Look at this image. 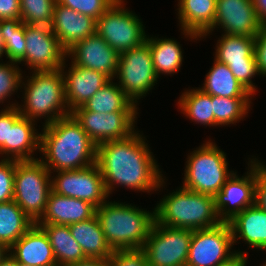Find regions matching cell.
<instances>
[{
    "instance_id": "ac0fdd59",
    "label": "cell",
    "mask_w": 266,
    "mask_h": 266,
    "mask_svg": "<svg viewBox=\"0 0 266 266\" xmlns=\"http://www.w3.org/2000/svg\"><path fill=\"white\" fill-rule=\"evenodd\" d=\"M66 57L72 64L101 72L109 79L117 74L119 54L97 33L69 48Z\"/></svg>"
},
{
    "instance_id": "7a4b0ae2",
    "label": "cell",
    "mask_w": 266,
    "mask_h": 266,
    "mask_svg": "<svg viewBox=\"0 0 266 266\" xmlns=\"http://www.w3.org/2000/svg\"><path fill=\"white\" fill-rule=\"evenodd\" d=\"M97 145L70 114L43 125L39 159L51 172L78 170L96 163ZM53 170V172H52Z\"/></svg>"
},
{
    "instance_id": "836d02e7",
    "label": "cell",
    "mask_w": 266,
    "mask_h": 266,
    "mask_svg": "<svg viewBox=\"0 0 266 266\" xmlns=\"http://www.w3.org/2000/svg\"><path fill=\"white\" fill-rule=\"evenodd\" d=\"M1 30L5 42L6 59L18 63L26 51L25 23L21 19H2Z\"/></svg>"
},
{
    "instance_id": "f35d334b",
    "label": "cell",
    "mask_w": 266,
    "mask_h": 266,
    "mask_svg": "<svg viewBox=\"0 0 266 266\" xmlns=\"http://www.w3.org/2000/svg\"><path fill=\"white\" fill-rule=\"evenodd\" d=\"M16 105V103L8 104V106L5 107V109L3 108L0 112V155L5 154V159H8L9 126H13L22 116Z\"/></svg>"
},
{
    "instance_id": "ffe728a7",
    "label": "cell",
    "mask_w": 266,
    "mask_h": 266,
    "mask_svg": "<svg viewBox=\"0 0 266 266\" xmlns=\"http://www.w3.org/2000/svg\"><path fill=\"white\" fill-rule=\"evenodd\" d=\"M65 61L61 68L64 77L65 100L70 110L84 105L110 79L101 72L71 64L64 72Z\"/></svg>"
},
{
    "instance_id": "60d3db41",
    "label": "cell",
    "mask_w": 266,
    "mask_h": 266,
    "mask_svg": "<svg viewBox=\"0 0 266 266\" xmlns=\"http://www.w3.org/2000/svg\"><path fill=\"white\" fill-rule=\"evenodd\" d=\"M254 54L259 74L266 77V24L254 37Z\"/></svg>"
},
{
    "instance_id": "52a82bcc",
    "label": "cell",
    "mask_w": 266,
    "mask_h": 266,
    "mask_svg": "<svg viewBox=\"0 0 266 266\" xmlns=\"http://www.w3.org/2000/svg\"><path fill=\"white\" fill-rule=\"evenodd\" d=\"M51 172L38 159L16 160L13 200L37 223L43 216L51 187Z\"/></svg>"
},
{
    "instance_id": "8992f818",
    "label": "cell",
    "mask_w": 266,
    "mask_h": 266,
    "mask_svg": "<svg viewBox=\"0 0 266 266\" xmlns=\"http://www.w3.org/2000/svg\"><path fill=\"white\" fill-rule=\"evenodd\" d=\"M210 141H206L188 155L182 187L214 196L234 171L228 170L224 151Z\"/></svg>"
},
{
    "instance_id": "2e32d148",
    "label": "cell",
    "mask_w": 266,
    "mask_h": 266,
    "mask_svg": "<svg viewBox=\"0 0 266 266\" xmlns=\"http://www.w3.org/2000/svg\"><path fill=\"white\" fill-rule=\"evenodd\" d=\"M138 112L97 113L82 106L71 111V115L82 126L96 144L129 137L135 131Z\"/></svg>"
},
{
    "instance_id": "d6a6232c",
    "label": "cell",
    "mask_w": 266,
    "mask_h": 266,
    "mask_svg": "<svg viewBox=\"0 0 266 266\" xmlns=\"http://www.w3.org/2000/svg\"><path fill=\"white\" fill-rule=\"evenodd\" d=\"M251 99L211 96L214 126H228L243 120L250 109Z\"/></svg>"
},
{
    "instance_id": "f546056e",
    "label": "cell",
    "mask_w": 266,
    "mask_h": 266,
    "mask_svg": "<svg viewBox=\"0 0 266 266\" xmlns=\"http://www.w3.org/2000/svg\"><path fill=\"white\" fill-rule=\"evenodd\" d=\"M146 42L149 44L154 70L158 77L160 74L172 75L180 70L183 52L176 40L147 36Z\"/></svg>"
},
{
    "instance_id": "ee69618b",
    "label": "cell",
    "mask_w": 266,
    "mask_h": 266,
    "mask_svg": "<svg viewBox=\"0 0 266 266\" xmlns=\"http://www.w3.org/2000/svg\"><path fill=\"white\" fill-rule=\"evenodd\" d=\"M69 266H110L108 258H87Z\"/></svg>"
},
{
    "instance_id": "7402d4cb",
    "label": "cell",
    "mask_w": 266,
    "mask_h": 266,
    "mask_svg": "<svg viewBox=\"0 0 266 266\" xmlns=\"http://www.w3.org/2000/svg\"><path fill=\"white\" fill-rule=\"evenodd\" d=\"M95 210L92 204L82 199L62 196L51 190L45 212L36 224L70 225L92 218Z\"/></svg>"
},
{
    "instance_id": "44dd1931",
    "label": "cell",
    "mask_w": 266,
    "mask_h": 266,
    "mask_svg": "<svg viewBox=\"0 0 266 266\" xmlns=\"http://www.w3.org/2000/svg\"><path fill=\"white\" fill-rule=\"evenodd\" d=\"M9 252L18 263L57 266L49 238L36 223L9 248Z\"/></svg>"
},
{
    "instance_id": "83f0119b",
    "label": "cell",
    "mask_w": 266,
    "mask_h": 266,
    "mask_svg": "<svg viewBox=\"0 0 266 266\" xmlns=\"http://www.w3.org/2000/svg\"><path fill=\"white\" fill-rule=\"evenodd\" d=\"M204 86L200 87L205 93L211 96L227 98H252L253 96L234 77L230 68L214 59V64L207 73Z\"/></svg>"
},
{
    "instance_id": "7c38bea8",
    "label": "cell",
    "mask_w": 266,
    "mask_h": 266,
    "mask_svg": "<svg viewBox=\"0 0 266 266\" xmlns=\"http://www.w3.org/2000/svg\"><path fill=\"white\" fill-rule=\"evenodd\" d=\"M215 50V60L226 64L241 85L255 95L257 89L252 78L260 74L254 54V37L222 34Z\"/></svg>"
},
{
    "instance_id": "4dcf8cb0",
    "label": "cell",
    "mask_w": 266,
    "mask_h": 266,
    "mask_svg": "<svg viewBox=\"0 0 266 266\" xmlns=\"http://www.w3.org/2000/svg\"><path fill=\"white\" fill-rule=\"evenodd\" d=\"M34 224L14 200L0 203V242L9 248Z\"/></svg>"
},
{
    "instance_id": "5b68a950",
    "label": "cell",
    "mask_w": 266,
    "mask_h": 266,
    "mask_svg": "<svg viewBox=\"0 0 266 266\" xmlns=\"http://www.w3.org/2000/svg\"><path fill=\"white\" fill-rule=\"evenodd\" d=\"M24 87V104L16 105L20 114L30 120L45 117L44 125L71 114L66 100L62 70L32 71ZM44 116V117H43Z\"/></svg>"
},
{
    "instance_id": "277c9868",
    "label": "cell",
    "mask_w": 266,
    "mask_h": 266,
    "mask_svg": "<svg viewBox=\"0 0 266 266\" xmlns=\"http://www.w3.org/2000/svg\"><path fill=\"white\" fill-rule=\"evenodd\" d=\"M155 222L166 227L199 230L221 221L214 208V197L184 187L166 195L154 208Z\"/></svg>"
},
{
    "instance_id": "8d00e7d4",
    "label": "cell",
    "mask_w": 266,
    "mask_h": 266,
    "mask_svg": "<svg viewBox=\"0 0 266 266\" xmlns=\"http://www.w3.org/2000/svg\"><path fill=\"white\" fill-rule=\"evenodd\" d=\"M117 0H56L57 3L97 20Z\"/></svg>"
},
{
    "instance_id": "e0dca14e",
    "label": "cell",
    "mask_w": 266,
    "mask_h": 266,
    "mask_svg": "<svg viewBox=\"0 0 266 266\" xmlns=\"http://www.w3.org/2000/svg\"><path fill=\"white\" fill-rule=\"evenodd\" d=\"M262 25L252 0H216L214 23L203 37L219 27L223 34L255 37Z\"/></svg>"
},
{
    "instance_id": "d590c367",
    "label": "cell",
    "mask_w": 266,
    "mask_h": 266,
    "mask_svg": "<svg viewBox=\"0 0 266 266\" xmlns=\"http://www.w3.org/2000/svg\"><path fill=\"white\" fill-rule=\"evenodd\" d=\"M16 64L9 61L6 64L0 62V103L2 104L21 87L22 70Z\"/></svg>"
},
{
    "instance_id": "681fc988",
    "label": "cell",
    "mask_w": 266,
    "mask_h": 266,
    "mask_svg": "<svg viewBox=\"0 0 266 266\" xmlns=\"http://www.w3.org/2000/svg\"><path fill=\"white\" fill-rule=\"evenodd\" d=\"M6 54L5 51V42L3 40L2 36V30H1V20H0V59Z\"/></svg>"
},
{
    "instance_id": "484cf974",
    "label": "cell",
    "mask_w": 266,
    "mask_h": 266,
    "mask_svg": "<svg viewBox=\"0 0 266 266\" xmlns=\"http://www.w3.org/2000/svg\"><path fill=\"white\" fill-rule=\"evenodd\" d=\"M69 229L87 258H109L113 253L96 215L88 220L70 224Z\"/></svg>"
},
{
    "instance_id": "f1b7e54d",
    "label": "cell",
    "mask_w": 266,
    "mask_h": 266,
    "mask_svg": "<svg viewBox=\"0 0 266 266\" xmlns=\"http://www.w3.org/2000/svg\"><path fill=\"white\" fill-rule=\"evenodd\" d=\"M82 107L97 113L138 112V107L124 91L110 79Z\"/></svg>"
},
{
    "instance_id": "b9f144b4",
    "label": "cell",
    "mask_w": 266,
    "mask_h": 266,
    "mask_svg": "<svg viewBox=\"0 0 266 266\" xmlns=\"http://www.w3.org/2000/svg\"><path fill=\"white\" fill-rule=\"evenodd\" d=\"M255 204L266 212V166L258 159Z\"/></svg>"
},
{
    "instance_id": "ab89813d",
    "label": "cell",
    "mask_w": 266,
    "mask_h": 266,
    "mask_svg": "<svg viewBox=\"0 0 266 266\" xmlns=\"http://www.w3.org/2000/svg\"><path fill=\"white\" fill-rule=\"evenodd\" d=\"M110 266H149L144 250H115L108 258Z\"/></svg>"
},
{
    "instance_id": "e575fe53",
    "label": "cell",
    "mask_w": 266,
    "mask_h": 266,
    "mask_svg": "<svg viewBox=\"0 0 266 266\" xmlns=\"http://www.w3.org/2000/svg\"><path fill=\"white\" fill-rule=\"evenodd\" d=\"M55 4L56 0H20L22 22L50 26Z\"/></svg>"
},
{
    "instance_id": "7dc6e473",
    "label": "cell",
    "mask_w": 266,
    "mask_h": 266,
    "mask_svg": "<svg viewBox=\"0 0 266 266\" xmlns=\"http://www.w3.org/2000/svg\"><path fill=\"white\" fill-rule=\"evenodd\" d=\"M0 266H19V263L9 254L2 262Z\"/></svg>"
},
{
    "instance_id": "5bb4252c",
    "label": "cell",
    "mask_w": 266,
    "mask_h": 266,
    "mask_svg": "<svg viewBox=\"0 0 266 266\" xmlns=\"http://www.w3.org/2000/svg\"><path fill=\"white\" fill-rule=\"evenodd\" d=\"M250 160L245 176L239 177L234 172L213 196L214 208L221 222L228 223L237 214L255 205L257 158Z\"/></svg>"
},
{
    "instance_id": "8fae6325",
    "label": "cell",
    "mask_w": 266,
    "mask_h": 266,
    "mask_svg": "<svg viewBox=\"0 0 266 266\" xmlns=\"http://www.w3.org/2000/svg\"><path fill=\"white\" fill-rule=\"evenodd\" d=\"M232 231L229 223L193 230L186 266H217L228 261L236 253L233 247Z\"/></svg>"
},
{
    "instance_id": "cb8c5ba5",
    "label": "cell",
    "mask_w": 266,
    "mask_h": 266,
    "mask_svg": "<svg viewBox=\"0 0 266 266\" xmlns=\"http://www.w3.org/2000/svg\"><path fill=\"white\" fill-rule=\"evenodd\" d=\"M229 225L233 244L243 239L250 247L266 251V212L256 204L237 214Z\"/></svg>"
},
{
    "instance_id": "9c48e42d",
    "label": "cell",
    "mask_w": 266,
    "mask_h": 266,
    "mask_svg": "<svg viewBox=\"0 0 266 266\" xmlns=\"http://www.w3.org/2000/svg\"><path fill=\"white\" fill-rule=\"evenodd\" d=\"M115 78L119 80L117 85L136 106L137 100L146 96L148 91L154 88L159 77L154 70L147 42L119 54Z\"/></svg>"
},
{
    "instance_id": "d4e9b609",
    "label": "cell",
    "mask_w": 266,
    "mask_h": 266,
    "mask_svg": "<svg viewBox=\"0 0 266 266\" xmlns=\"http://www.w3.org/2000/svg\"><path fill=\"white\" fill-rule=\"evenodd\" d=\"M35 122L21 116L13 126H9L8 159L35 160L34 151L38 149L40 152V133L36 132Z\"/></svg>"
},
{
    "instance_id": "9a60e30c",
    "label": "cell",
    "mask_w": 266,
    "mask_h": 266,
    "mask_svg": "<svg viewBox=\"0 0 266 266\" xmlns=\"http://www.w3.org/2000/svg\"><path fill=\"white\" fill-rule=\"evenodd\" d=\"M25 40V56L18 64L24 62L32 71H55L62 68L66 51L50 26L25 24Z\"/></svg>"
},
{
    "instance_id": "6da1fadb",
    "label": "cell",
    "mask_w": 266,
    "mask_h": 266,
    "mask_svg": "<svg viewBox=\"0 0 266 266\" xmlns=\"http://www.w3.org/2000/svg\"><path fill=\"white\" fill-rule=\"evenodd\" d=\"M144 138L135 130L127 138L97 145L96 164L108 195L115 185L147 193L164 186L163 174Z\"/></svg>"
},
{
    "instance_id": "bcb514c9",
    "label": "cell",
    "mask_w": 266,
    "mask_h": 266,
    "mask_svg": "<svg viewBox=\"0 0 266 266\" xmlns=\"http://www.w3.org/2000/svg\"><path fill=\"white\" fill-rule=\"evenodd\" d=\"M259 20L266 24V0H252Z\"/></svg>"
},
{
    "instance_id": "ba28073f",
    "label": "cell",
    "mask_w": 266,
    "mask_h": 266,
    "mask_svg": "<svg viewBox=\"0 0 266 266\" xmlns=\"http://www.w3.org/2000/svg\"><path fill=\"white\" fill-rule=\"evenodd\" d=\"M117 0L96 20V33L118 54L146 42L147 35L138 15Z\"/></svg>"
},
{
    "instance_id": "f907efd6",
    "label": "cell",
    "mask_w": 266,
    "mask_h": 266,
    "mask_svg": "<svg viewBox=\"0 0 266 266\" xmlns=\"http://www.w3.org/2000/svg\"><path fill=\"white\" fill-rule=\"evenodd\" d=\"M19 266H31L29 264L19 263Z\"/></svg>"
},
{
    "instance_id": "603a6c76",
    "label": "cell",
    "mask_w": 266,
    "mask_h": 266,
    "mask_svg": "<svg viewBox=\"0 0 266 266\" xmlns=\"http://www.w3.org/2000/svg\"><path fill=\"white\" fill-rule=\"evenodd\" d=\"M178 20L183 35L194 40L202 38L212 27L216 0H179Z\"/></svg>"
},
{
    "instance_id": "c3c4849f",
    "label": "cell",
    "mask_w": 266,
    "mask_h": 266,
    "mask_svg": "<svg viewBox=\"0 0 266 266\" xmlns=\"http://www.w3.org/2000/svg\"><path fill=\"white\" fill-rule=\"evenodd\" d=\"M9 253V247L6 244L0 242V262H2L9 255Z\"/></svg>"
},
{
    "instance_id": "7bdbcfd3",
    "label": "cell",
    "mask_w": 266,
    "mask_h": 266,
    "mask_svg": "<svg viewBox=\"0 0 266 266\" xmlns=\"http://www.w3.org/2000/svg\"><path fill=\"white\" fill-rule=\"evenodd\" d=\"M21 19L20 0H0V20Z\"/></svg>"
},
{
    "instance_id": "f6af8a7d",
    "label": "cell",
    "mask_w": 266,
    "mask_h": 266,
    "mask_svg": "<svg viewBox=\"0 0 266 266\" xmlns=\"http://www.w3.org/2000/svg\"><path fill=\"white\" fill-rule=\"evenodd\" d=\"M247 252L236 253L228 261L221 263L217 266H246L247 265Z\"/></svg>"
},
{
    "instance_id": "4fadbf2b",
    "label": "cell",
    "mask_w": 266,
    "mask_h": 266,
    "mask_svg": "<svg viewBox=\"0 0 266 266\" xmlns=\"http://www.w3.org/2000/svg\"><path fill=\"white\" fill-rule=\"evenodd\" d=\"M58 175L51 177L52 191L70 198L82 199L96 209L109 198L102 174L94 163L78 170L56 171Z\"/></svg>"
},
{
    "instance_id": "74e56055",
    "label": "cell",
    "mask_w": 266,
    "mask_h": 266,
    "mask_svg": "<svg viewBox=\"0 0 266 266\" xmlns=\"http://www.w3.org/2000/svg\"><path fill=\"white\" fill-rule=\"evenodd\" d=\"M16 160H0V203L13 200Z\"/></svg>"
},
{
    "instance_id": "30bf717a",
    "label": "cell",
    "mask_w": 266,
    "mask_h": 266,
    "mask_svg": "<svg viewBox=\"0 0 266 266\" xmlns=\"http://www.w3.org/2000/svg\"><path fill=\"white\" fill-rule=\"evenodd\" d=\"M193 230L154 222L143 246L149 266H186Z\"/></svg>"
},
{
    "instance_id": "4316f807",
    "label": "cell",
    "mask_w": 266,
    "mask_h": 266,
    "mask_svg": "<svg viewBox=\"0 0 266 266\" xmlns=\"http://www.w3.org/2000/svg\"><path fill=\"white\" fill-rule=\"evenodd\" d=\"M47 234L57 266H69L87 259L80 245L72 237L69 225L37 224Z\"/></svg>"
},
{
    "instance_id": "3957f363",
    "label": "cell",
    "mask_w": 266,
    "mask_h": 266,
    "mask_svg": "<svg viewBox=\"0 0 266 266\" xmlns=\"http://www.w3.org/2000/svg\"><path fill=\"white\" fill-rule=\"evenodd\" d=\"M95 215L113 251L143 248L155 222V211L119 201H106Z\"/></svg>"
},
{
    "instance_id": "1f68e13d",
    "label": "cell",
    "mask_w": 266,
    "mask_h": 266,
    "mask_svg": "<svg viewBox=\"0 0 266 266\" xmlns=\"http://www.w3.org/2000/svg\"><path fill=\"white\" fill-rule=\"evenodd\" d=\"M178 108L191 121L196 124L214 126L213 104L211 95L202 89L186 90L182 93L178 101Z\"/></svg>"
},
{
    "instance_id": "d6986e66",
    "label": "cell",
    "mask_w": 266,
    "mask_h": 266,
    "mask_svg": "<svg viewBox=\"0 0 266 266\" xmlns=\"http://www.w3.org/2000/svg\"><path fill=\"white\" fill-rule=\"evenodd\" d=\"M50 27L62 48L67 51L77 42L96 33V20L56 2Z\"/></svg>"
}]
</instances>
